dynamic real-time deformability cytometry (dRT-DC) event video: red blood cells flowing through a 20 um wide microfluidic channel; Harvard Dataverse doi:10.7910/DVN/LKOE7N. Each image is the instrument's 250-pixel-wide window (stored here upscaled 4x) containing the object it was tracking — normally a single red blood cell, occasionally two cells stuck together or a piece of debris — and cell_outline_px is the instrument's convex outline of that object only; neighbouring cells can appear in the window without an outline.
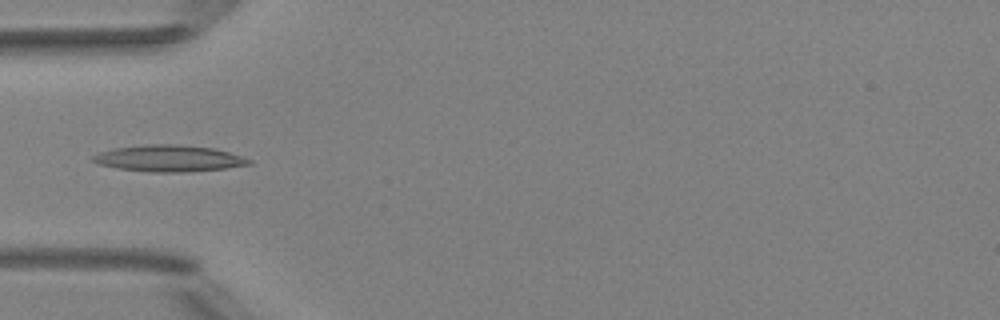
{"species": "Egyptian fruit bat (a non-hibernating species)", "species_latin": "Rousettus aegyptiacus", "temperature_condition": "room temperature", "stored_images_in_passage": 5, "camera_frame_rate_fps": 3000, "um_per_image_px": 0.085, "animal": {"sex": "female"}, "frame": {"image": 1, "passage_image": 4, "time_ms": 4.333, "image_size_px": [1000, 320], "cell_outline_px": [[252, 164], [224, 168], [180, 172], [148, 172], [116, 168], [100, 164], [92, 160], [92, 156], [100, 152], [112, 148], [148, 144], [176, 144], [212, 148], [228, 152], [252, 160]], "centroid_in_image_um": [14.32, 13.46], "position_along_channel_um": 70.7, "area_um2": 23.87}}
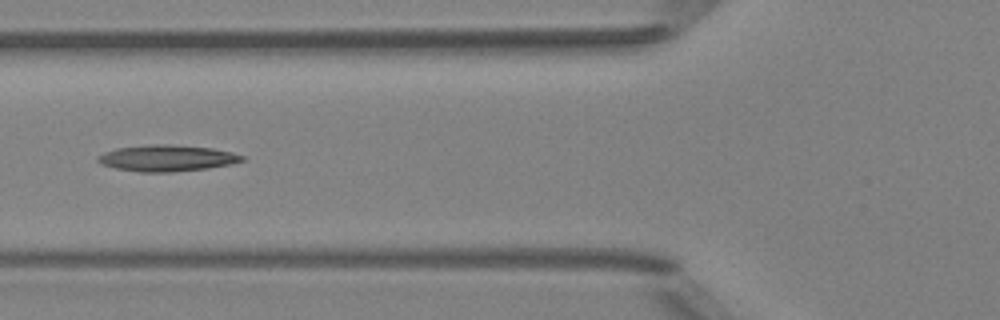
{"frame": {"image": 2, "passage_image": 5, "time_ms": 5.333, "image_size_px": [1000, 320], "cell_outline_px": [[244, 160], [228, 164], [208, 168], [172, 172], [140, 172], [116, 168], [100, 164], [96, 160], [96, 156], [104, 152], [116, 148], [152, 144], [168, 144], [212, 148], [232, 152], [244, 156]], "centroid_in_image_um": [14.14, 13.44], "position_along_channel_um": 111.7, "area_um2": 22.08}}